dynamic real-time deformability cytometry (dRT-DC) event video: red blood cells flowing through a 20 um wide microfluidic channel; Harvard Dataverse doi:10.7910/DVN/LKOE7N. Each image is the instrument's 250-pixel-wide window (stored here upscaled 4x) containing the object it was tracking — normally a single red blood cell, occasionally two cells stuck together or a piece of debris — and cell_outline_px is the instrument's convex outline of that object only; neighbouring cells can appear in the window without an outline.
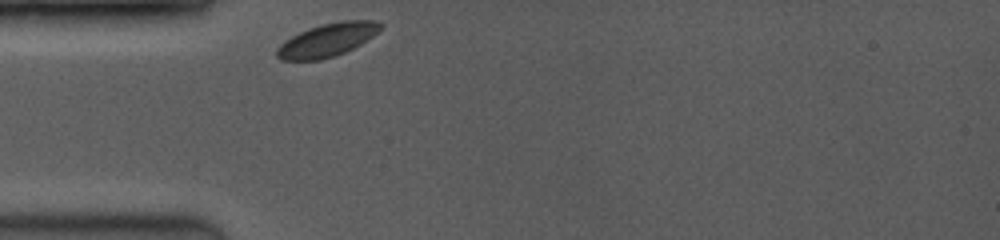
{"species": "common noctule bat (a hibernating species)", "species_latin": "Nyctalus noctula", "temperature_condition": "room temperature", "stored_images_in_passage": 19, "camera_frame_rate_fps": 3500, "um_per_image_px": 0.085, "animal": {"sex": "female", "body_mass_g": 19.0, "forearm_length_mm": 53.3}, "frame": {"image": 1, "passage_image": 1, "time_ms": 0.0, "image_size_px": [1000, 240], "cell_outline_px": [[384, 24], [372, 36], [360, 44], [344, 52], [320, 60], [280, 60], [276, 56], [276, 48], [284, 40], [308, 28], [320, 24], [344, 20], [376, 20]], "centroid_in_image_um": [27.79, 3.39], "position_along_channel_um": 57.2, "area_um2": 19.94}}
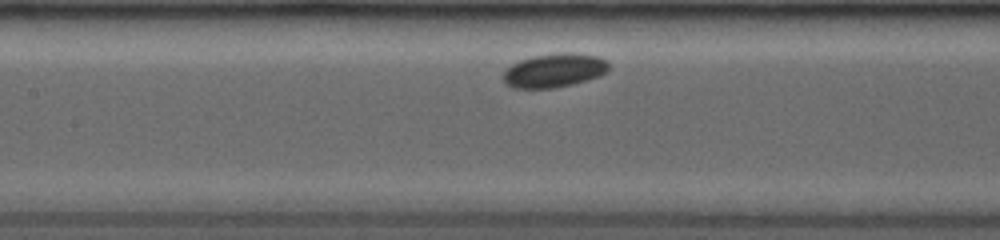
{"frame": {"image": 2, "passage_image": 8, "time_ms": 2.857, "image_size_px": [1000, 240], "cell_outline_px": [[608, 72], [600, 76], [572, 84], [552, 88], [516, 88], [508, 84], [504, 80], [504, 72], [512, 64], [520, 60], [532, 56], [560, 52], [568, 52], [596, 56], [608, 60]], "centroid_in_image_um": [47.15, 5.97], "position_along_channel_um": 160.3, "area_um2": 20.69}}
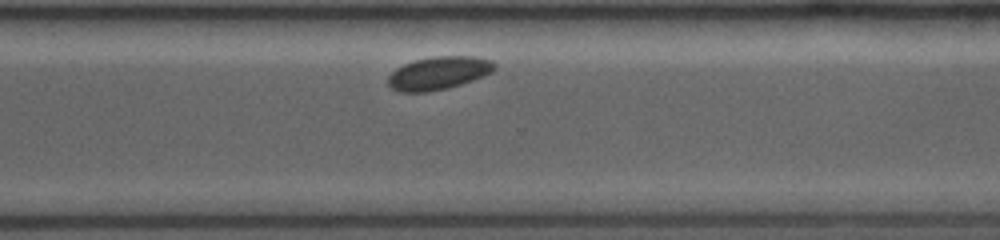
{"frame": {"image": 3, "passage_image": 19, "time_ms": 7.429, "image_size_px": [1000, 240], "cell_outline_px": [[496, 68], [492, 72], [484, 76], [448, 88], [428, 92], [400, 92], [392, 88], [388, 84], [388, 76], [396, 68], [404, 64], [416, 60], [432, 56], [476, 56], [492, 60], [496, 64]], "centroid_in_image_um": [37.3, 6.2], "position_along_channel_um": 333.3, "area_um2": 20.58}}